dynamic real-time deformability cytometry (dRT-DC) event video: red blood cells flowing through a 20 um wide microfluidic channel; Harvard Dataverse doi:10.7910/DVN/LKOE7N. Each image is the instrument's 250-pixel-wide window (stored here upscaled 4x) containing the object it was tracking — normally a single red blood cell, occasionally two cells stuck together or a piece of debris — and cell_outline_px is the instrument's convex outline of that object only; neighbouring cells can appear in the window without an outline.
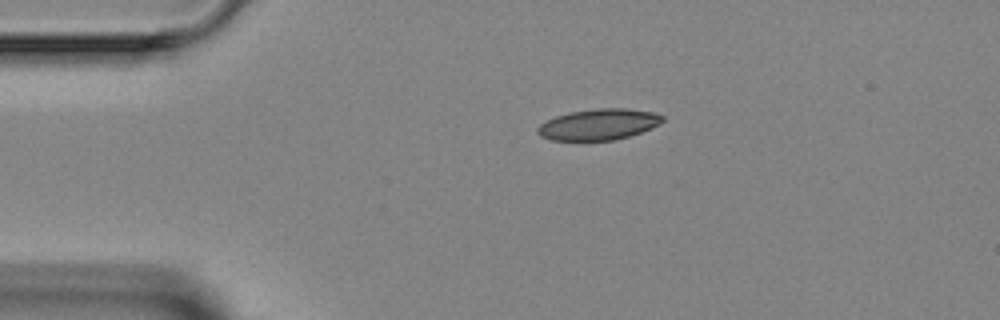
{"species": "Egyptian fruit bat (a non-hibernating species)", "species_latin": "Rousettus aegyptiacus", "temperature_condition": "room temperature", "stored_images_in_passage": 3, "camera_frame_rate_fps": 3000, "um_per_image_px": 0.085, "animal": {"sex": "female"}, "frame": {"image": 1, "passage_image": 1, "time_ms": 0.0, "image_size_px": [1000, 320], "cell_outline_px": [[664, 120], [660, 124], [652, 128], [628, 136], [612, 140], [552, 140], [540, 136], [536, 132], [536, 128], [540, 124], [556, 116], [568, 112], [596, 108], [628, 108], [652, 112], [664, 116]], "centroid_in_image_um": [50.88, 10.56], "position_along_channel_um": 34.1, "area_um2": 22.6}}